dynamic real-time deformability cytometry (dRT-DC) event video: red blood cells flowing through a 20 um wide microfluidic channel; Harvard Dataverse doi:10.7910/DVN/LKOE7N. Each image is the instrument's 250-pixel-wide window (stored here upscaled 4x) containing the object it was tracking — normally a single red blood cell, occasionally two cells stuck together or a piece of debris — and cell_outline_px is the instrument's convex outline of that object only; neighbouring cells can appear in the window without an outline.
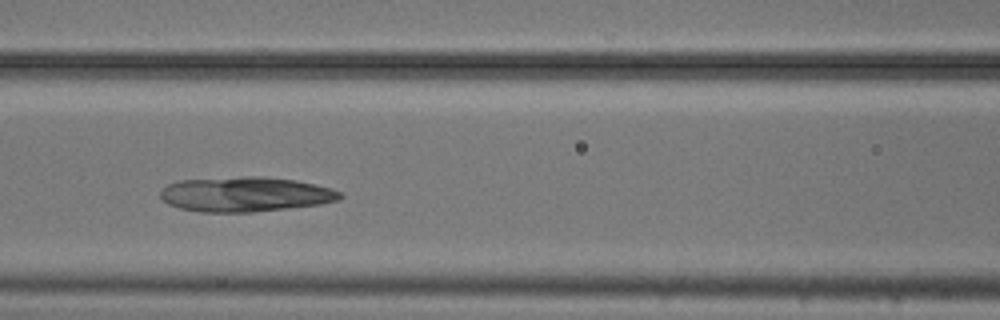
{"species": "common noctule bat (a hibernating species)", "species_latin": "Nyctalus noctula", "temperature_condition": "cold", "stored_images_in_passage": 4, "camera_frame_rate_fps": 3000, "um_per_image_px": 0.085, "animal": {"sex": "male", "body_mass_g": 20.5, "forearm_length_mm": 52.5}, "frame": {"image": 1, "passage_image": 4, "time_ms": 1.0, "image_size_px": [1000, 320], "cell_outline_px": [[344, 196], [340, 200], [320, 204], [288, 208], [252, 212], [200, 212], [180, 208], [168, 204], [160, 196], [160, 192], [168, 184], [180, 180], [244, 176], [260, 176], [296, 180], [332, 188], [344, 192]], "centroid_in_image_um": [20.9, 16.51], "position_along_channel_um": 145.7, "area_um2": 36.65}}